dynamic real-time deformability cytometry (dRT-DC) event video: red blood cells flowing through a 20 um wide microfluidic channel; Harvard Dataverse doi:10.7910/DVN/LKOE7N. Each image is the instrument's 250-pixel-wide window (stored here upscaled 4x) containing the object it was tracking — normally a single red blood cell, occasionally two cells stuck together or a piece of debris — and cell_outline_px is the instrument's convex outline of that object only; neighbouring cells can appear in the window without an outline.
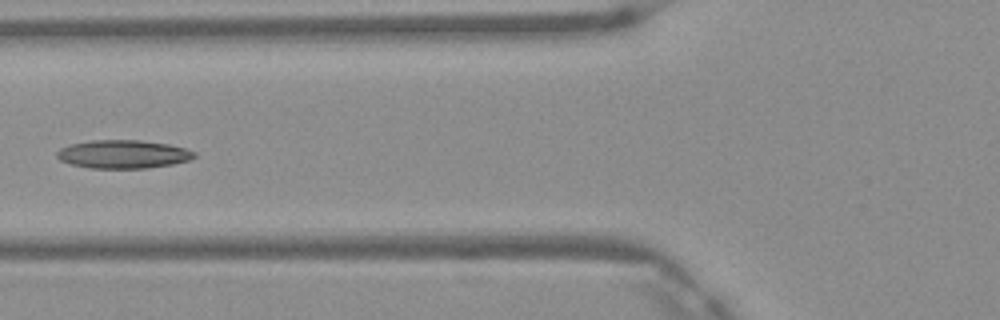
{"species": "Egyptian fruit bat (a non-hibernating species)", "species_latin": "Rousettus aegyptiacus", "temperature_condition": "warm", "stored_images_in_passage": 6, "camera_frame_rate_fps": 3000, "um_per_image_px": 0.085, "frame": {"image": 1, "passage_image": 6, "time_ms": 1.667, "image_size_px": [1000, 320], "cell_outline_px": [[196, 156], [188, 160], [172, 164], [148, 168], [88, 168], [68, 164], [60, 160], [56, 156], [56, 152], [60, 148], [72, 144], [92, 140], [140, 140], [168, 144], [184, 148], [196, 152]], "centroid_in_image_um": [10.44, 13.11], "position_along_channel_um": 115.4, "area_um2": 22.72}}